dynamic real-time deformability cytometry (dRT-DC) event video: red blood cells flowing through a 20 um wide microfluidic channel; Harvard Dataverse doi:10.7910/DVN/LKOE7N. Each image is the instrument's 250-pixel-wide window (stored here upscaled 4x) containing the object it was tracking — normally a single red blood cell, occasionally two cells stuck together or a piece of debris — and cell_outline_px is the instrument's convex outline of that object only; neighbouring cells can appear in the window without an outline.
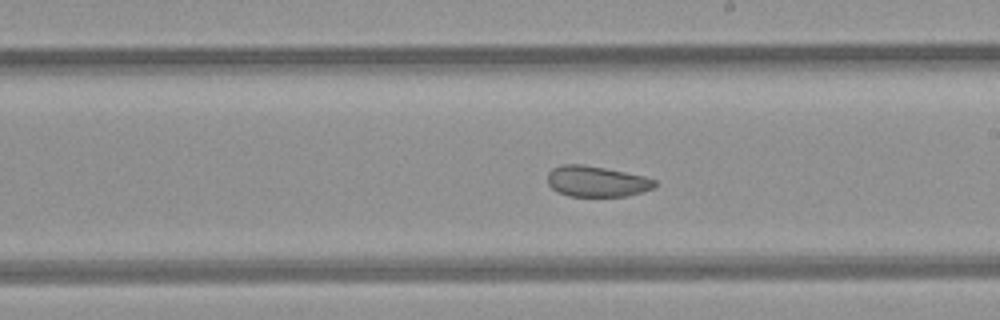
{"species": "common noctule bat (a hibernating species)", "species_latin": "Nyctalus noctula", "temperature_condition": "room temperature", "stored_images_in_passage": 39, "camera_frame_rate_fps": 3000, "um_per_image_px": 0.085, "animal": {"sex": "female", "body_mass_g": 21.9}, "frame": {"image": 1, "passage_image": 23, "time_ms": 7.333, "image_size_px": [1000, 320], "cell_outline_px": [[660, 184], [652, 188], [628, 196], [568, 196], [556, 192], [548, 184], [548, 172], [552, 168], [564, 164], [584, 164], [644, 176], [656, 180]], "centroid_in_image_um": [50.7, 15.42], "position_along_channel_um": 238.3, "area_um2": 19.31}, "authors_computed_cell_mechanics": {"area_um2": 22.7732, "velocity_mm_per_s": 4.228, "shape_relaxation_time_tau1_ms": null, "shape_relaxation_time_tau2_ms": 1.5093, "deformation_change_tau1": null, "deformation_change_tau2": 0.0652}}